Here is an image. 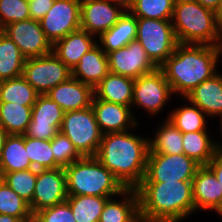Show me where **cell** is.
<instances>
[{
	"label": "cell",
	"mask_w": 222,
	"mask_h": 222,
	"mask_svg": "<svg viewBox=\"0 0 222 222\" xmlns=\"http://www.w3.org/2000/svg\"><path fill=\"white\" fill-rule=\"evenodd\" d=\"M148 154L149 138L127 130L103 134L94 157L125 188H136L145 177Z\"/></svg>",
	"instance_id": "1"
},
{
	"label": "cell",
	"mask_w": 222,
	"mask_h": 222,
	"mask_svg": "<svg viewBox=\"0 0 222 222\" xmlns=\"http://www.w3.org/2000/svg\"><path fill=\"white\" fill-rule=\"evenodd\" d=\"M221 52L217 46L178 44L174 52L158 67L173 94L185 97L200 83L216 73Z\"/></svg>",
	"instance_id": "2"
},
{
	"label": "cell",
	"mask_w": 222,
	"mask_h": 222,
	"mask_svg": "<svg viewBox=\"0 0 222 222\" xmlns=\"http://www.w3.org/2000/svg\"><path fill=\"white\" fill-rule=\"evenodd\" d=\"M135 189L143 220L179 222L195 213L192 181L141 182Z\"/></svg>",
	"instance_id": "3"
},
{
	"label": "cell",
	"mask_w": 222,
	"mask_h": 222,
	"mask_svg": "<svg viewBox=\"0 0 222 222\" xmlns=\"http://www.w3.org/2000/svg\"><path fill=\"white\" fill-rule=\"evenodd\" d=\"M171 23L179 44L216 46L219 26L214 11L196 0H175Z\"/></svg>",
	"instance_id": "4"
},
{
	"label": "cell",
	"mask_w": 222,
	"mask_h": 222,
	"mask_svg": "<svg viewBox=\"0 0 222 222\" xmlns=\"http://www.w3.org/2000/svg\"><path fill=\"white\" fill-rule=\"evenodd\" d=\"M67 195L121 196L126 189L94 156H85L65 168Z\"/></svg>",
	"instance_id": "5"
},
{
	"label": "cell",
	"mask_w": 222,
	"mask_h": 222,
	"mask_svg": "<svg viewBox=\"0 0 222 222\" xmlns=\"http://www.w3.org/2000/svg\"><path fill=\"white\" fill-rule=\"evenodd\" d=\"M60 132L83 157L95 156L103 136L92 107L64 112Z\"/></svg>",
	"instance_id": "6"
},
{
	"label": "cell",
	"mask_w": 222,
	"mask_h": 222,
	"mask_svg": "<svg viewBox=\"0 0 222 222\" xmlns=\"http://www.w3.org/2000/svg\"><path fill=\"white\" fill-rule=\"evenodd\" d=\"M136 39L157 67L179 44L171 20L137 18Z\"/></svg>",
	"instance_id": "7"
},
{
	"label": "cell",
	"mask_w": 222,
	"mask_h": 222,
	"mask_svg": "<svg viewBox=\"0 0 222 222\" xmlns=\"http://www.w3.org/2000/svg\"><path fill=\"white\" fill-rule=\"evenodd\" d=\"M201 165L183 154L149 153L141 182L192 181Z\"/></svg>",
	"instance_id": "8"
},
{
	"label": "cell",
	"mask_w": 222,
	"mask_h": 222,
	"mask_svg": "<svg viewBox=\"0 0 222 222\" xmlns=\"http://www.w3.org/2000/svg\"><path fill=\"white\" fill-rule=\"evenodd\" d=\"M22 76L40 94L44 95L72 76L68 68L54 53L25 60Z\"/></svg>",
	"instance_id": "9"
},
{
	"label": "cell",
	"mask_w": 222,
	"mask_h": 222,
	"mask_svg": "<svg viewBox=\"0 0 222 222\" xmlns=\"http://www.w3.org/2000/svg\"><path fill=\"white\" fill-rule=\"evenodd\" d=\"M173 95L164 73L155 71L140 76L134 81L132 107L143 108L147 113L157 115Z\"/></svg>",
	"instance_id": "10"
},
{
	"label": "cell",
	"mask_w": 222,
	"mask_h": 222,
	"mask_svg": "<svg viewBox=\"0 0 222 222\" xmlns=\"http://www.w3.org/2000/svg\"><path fill=\"white\" fill-rule=\"evenodd\" d=\"M81 0H55L40 20L46 38L53 45L70 32L80 29Z\"/></svg>",
	"instance_id": "11"
},
{
	"label": "cell",
	"mask_w": 222,
	"mask_h": 222,
	"mask_svg": "<svg viewBox=\"0 0 222 222\" xmlns=\"http://www.w3.org/2000/svg\"><path fill=\"white\" fill-rule=\"evenodd\" d=\"M66 172L63 167L37 170V179L32 201L29 203L32 214L63 203L67 200Z\"/></svg>",
	"instance_id": "12"
},
{
	"label": "cell",
	"mask_w": 222,
	"mask_h": 222,
	"mask_svg": "<svg viewBox=\"0 0 222 222\" xmlns=\"http://www.w3.org/2000/svg\"><path fill=\"white\" fill-rule=\"evenodd\" d=\"M2 30L17 45L26 59L40 57L52 52V44L46 38L40 21L30 18L11 23Z\"/></svg>",
	"instance_id": "13"
},
{
	"label": "cell",
	"mask_w": 222,
	"mask_h": 222,
	"mask_svg": "<svg viewBox=\"0 0 222 222\" xmlns=\"http://www.w3.org/2000/svg\"><path fill=\"white\" fill-rule=\"evenodd\" d=\"M126 10L111 0H81L80 28L99 37L113 27Z\"/></svg>",
	"instance_id": "14"
},
{
	"label": "cell",
	"mask_w": 222,
	"mask_h": 222,
	"mask_svg": "<svg viewBox=\"0 0 222 222\" xmlns=\"http://www.w3.org/2000/svg\"><path fill=\"white\" fill-rule=\"evenodd\" d=\"M109 72L137 79L155 71L158 67L147 56L146 51L135 39L125 47L107 54Z\"/></svg>",
	"instance_id": "15"
},
{
	"label": "cell",
	"mask_w": 222,
	"mask_h": 222,
	"mask_svg": "<svg viewBox=\"0 0 222 222\" xmlns=\"http://www.w3.org/2000/svg\"><path fill=\"white\" fill-rule=\"evenodd\" d=\"M64 111L46 94L39 95L32 106V116L25 135L30 138L51 140L60 132Z\"/></svg>",
	"instance_id": "16"
},
{
	"label": "cell",
	"mask_w": 222,
	"mask_h": 222,
	"mask_svg": "<svg viewBox=\"0 0 222 222\" xmlns=\"http://www.w3.org/2000/svg\"><path fill=\"white\" fill-rule=\"evenodd\" d=\"M91 107L94 110L96 121L103 134L127 131L138 125L129 106L93 97Z\"/></svg>",
	"instance_id": "17"
},
{
	"label": "cell",
	"mask_w": 222,
	"mask_h": 222,
	"mask_svg": "<svg viewBox=\"0 0 222 222\" xmlns=\"http://www.w3.org/2000/svg\"><path fill=\"white\" fill-rule=\"evenodd\" d=\"M46 95L57 102L64 112L75 111L91 107L94 88L71 76L48 91Z\"/></svg>",
	"instance_id": "18"
},
{
	"label": "cell",
	"mask_w": 222,
	"mask_h": 222,
	"mask_svg": "<svg viewBox=\"0 0 222 222\" xmlns=\"http://www.w3.org/2000/svg\"><path fill=\"white\" fill-rule=\"evenodd\" d=\"M195 211L214 210L222 216V191L214 173L206 166H200L192 180Z\"/></svg>",
	"instance_id": "19"
},
{
	"label": "cell",
	"mask_w": 222,
	"mask_h": 222,
	"mask_svg": "<svg viewBox=\"0 0 222 222\" xmlns=\"http://www.w3.org/2000/svg\"><path fill=\"white\" fill-rule=\"evenodd\" d=\"M96 36L83 29L70 32L52 45L53 53L71 70L79 63L80 58L95 47Z\"/></svg>",
	"instance_id": "20"
},
{
	"label": "cell",
	"mask_w": 222,
	"mask_h": 222,
	"mask_svg": "<svg viewBox=\"0 0 222 222\" xmlns=\"http://www.w3.org/2000/svg\"><path fill=\"white\" fill-rule=\"evenodd\" d=\"M185 100L198 106L207 117H222V75L216 73L212 78L200 83L189 92Z\"/></svg>",
	"instance_id": "21"
},
{
	"label": "cell",
	"mask_w": 222,
	"mask_h": 222,
	"mask_svg": "<svg viewBox=\"0 0 222 222\" xmlns=\"http://www.w3.org/2000/svg\"><path fill=\"white\" fill-rule=\"evenodd\" d=\"M108 73V57L99 46V43L85 53L72 70L73 77L93 88L96 87Z\"/></svg>",
	"instance_id": "22"
},
{
	"label": "cell",
	"mask_w": 222,
	"mask_h": 222,
	"mask_svg": "<svg viewBox=\"0 0 222 222\" xmlns=\"http://www.w3.org/2000/svg\"><path fill=\"white\" fill-rule=\"evenodd\" d=\"M135 79L109 72L94 87L96 99L132 107Z\"/></svg>",
	"instance_id": "23"
},
{
	"label": "cell",
	"mask_w": 222,
	"mask_h": 222,
	"mask_svg": "<svg viewBox=\"0 0 222 222\" xmlns=\"http://www.w3.org/2000/svg\"><path fill=\"white\" fill-rule=\"evenodd\" d=\"M121 195L124 197L122 200L112 197L106 201L99 222H136L140 218L136 189L126 188Z\"/></svg>",
	"instance_id": "24"
},
{
	"label": "cell",
	"mask_w": 222,
	"mask_h": 222,
	"mask_svg": "<svg viewBox=\"0 0 222 222\" xmlns=\"http://www.w3.org/2000/svg\"><path fill=\"white\" fill-rule=\"evenodd\" d=\"M137 18L128 10L119 18L118 22L99 38V46L108 54L109 52L125 47L136 39Z\"/></svg>",
	"instance_id": "25"
},
{
	"label": "cell",
	"mask_w": 222,
	"mask_h": 222,
	"mask_svg": "<svg viewBox=\"0 0 222 222\" xmlns=\"http://www.w3.org/2000/svg\"><path fill=\"white\" fill-rule=\"evenodd\" d=\"M25 149V134H9L5 140L0 158V171L5 173L33 168Z\"/></svg>",
	"instance_id": "26"
},
{
	"label": "cell",
	"mask_w": 222,
	"mask_h": 222,
	"mask_svg": "<svg viewBox=\"0 0 222 222\" xmlns=\"http://www.w3.org/2000/svg\"><path fill=\"white\" fill-rule=\"evenodd\" d=\"M213 141L208 131L182 133L183 153L201 166L207 165L217 150Z\"/></svg>",
	"instance_id": "27"
},
{
	"label": "cell",
	"mask_w": 222,
	"mask_h": 222,
	"mask_svg": "<svg viewBox=\"0 0 222 222\" xmlns=\"http://www.w3.org/2000/svg\"><path fill=\"white\" fill-rule=\"evenodd\" d=\"M26 58L3 32L0 34V82L22 75Z\"/></svg>",
	"instance_id": "28"
},
{
	"label": "cell",
	"mask_w": 222,
	"mask_h": 222,
	"mask_svg": "<svg viewBox=\"0 0 222 222\" xmlns=\"http://www.w3.org/2000/svg\"><path fill=\"white\" fill-rule=\"evenodd\" d=\"M32 116V107L0 102V126L8 134L24 135Z\"/></svg>",
	"instance_id": "29"
},
{
	"label": "cell",
	"mask_w": 222,
	"mask_h": 222,
	"mask_svg": "<svg viewBox=\"0 0 222 222\" xmlns=\"http://www.w3.org/2000/svg\"><path fill=\"white\" fill-rule=\"evenodd\" d=\"M149 138V153L183 154L182 132L166 119Z\"/></svg>",
	"instance_id": "30"
},
{
	"label": "cell",
	"mask_w": 222,
	"mask_h": 222,
	"mask_svg": "<svg viewBox=\"0 0 222 222\" xmlns=\"http://www.w3.org/2000/svg\"><path fill=\"white\" fill-rule=\"evenodd\" d=\"M40 94L21 75L0 82V102L32 107Z\"/></svg>",
	"instance_id": "31"
},
{
	"label": "cell",
	"mask_w": 222,
	"mask_h": 222,
	"mask_svg": "<svg viewBox=\"0 0 222 222\" xmlns=\"http://www.w3.org/2000/svg\"><path fill=\"white\" fill-rule=\"evenodd\" d=\"M109 198L111 197L68 195L66 201L76 222H99L103 207Z\"/></svg>",
	"instance_id": "32"
},
{
	"label": "cell",
	"mask_w": 222,
	"mask_h": 222,
	"mask_svg": "<svg viewBox=\"0 0 222 222\" xmlns=\"http://www.w3.org/2000/svg\"><path fill=\"white\" fill-rule=\"evenodd\" d=\"M189 104L176 108L167 119L182 133L206 131L207 115L198 106Z\"/></svg>",
	"instance_id": "33"
},
{
	"label": "cell",
	"mask_w": 222,
	"mask_h": 222,
	"mask_svg": "<svg viewBox=\"0 0 222 222\" xmlns=\"http://www.w3.org/2000/svg\"><path fill=\"white\" fill-rule=\"evenodd\" d=\"M175 0H132L127 10L136 18L171 20Z\"/></svg>",
	"instance_id": "34"
},
{
	"label": "cell",
	"mask_w": 222,
	"mask_h": 222,
	"mask_svg": "<svg viewBox=\"0 0 222 222\" xmlns=\"http://www.w3.org/2000/svg\"><path fill=\"white\" fill-rule=\"evenodd\" d=\"M0 214L20 218L29 222L33 218L29 203L13 191L2 179L0 182Z\"/></svg>",
	"instance_id": "35"
},
{
	"label": "cell",
	"mask_w": 222,
	"mask_h": 222,
	"mask_svg": "<svg viewBox=\"0 0 222 222\" xmlns=\"http://www.w3.org/2000/svg\"><path fill=\"white\" fill-rule=\"evenodd\" d=\"M25 149L32 167L37 170L57 169L51 148V140L30 138L25 135Z\"/></svg>",
	"instance_id": "36"
},
{
	"label": "cell",
	"mask_w": 222,
	"mask_h": 222,
	"mask_svg": "<svg viewBox=\"0 0 222 222\" xmlns=\"http://www.w3.org/2000/svg\"><path fill=\"white\" fill-rule=\"evenodd\" d=\"M2 179L25 201L28 203L32 201L37 179V169L31 168L24 171L5 173Z\"/></svg>",
	"instance_id": "37"
},
{
	"label": "cell",
	"mask_w": 222,
	"mask_h": 222,
	"mask_svg": "<svg viewBox=\"0 0 222 222\" xmlns=\"http://www.w3.org/2000/svg\"><path fill=\"white\" fill-rule=\"evenodd\" d=\"M51 148L55 163L59 167L65 168L83 157L68 137L61 132L51 139Z\"/></svg>",
	"instance_id": "38"
},
{
	"label": "cell",
	"mask_w": 222,
	"mask_h": 222,
	"mask_svg": "<svg viewBox=\"0 0 222 222\" xmlns=\"http://www.w3.org/2000/svg\"><path fill=\"white\" fill-rule=\"evenodd\" d=\"M30 19L28 0H0V28Z\"/></svg>",
	"instance_id": "39"
},
{
	"label": "cell",
	"mask_w": 222,
	"mask_h": 222,
	"mask_svg": "<svg viewBox=\"0 0 222 222\" xmlns=\"http://www.w3.org/2000/svg\"><path fill=\"white\" fill-rule=\"evenodd\" d=\"M33 216L39 222H76L67 201L42 209Z\"/></svg>",
	"instance_id": "40"
},
{
	"label": "cell",
	"mask_w": 222,
	"mask_h": 222,
	"mask_svg": "<svg viewBox=\"0 0 222 222\" xmlns=\"http://www.w3.org/2000/svg\"><path fill=\"white\" fill-rule=\"evenodd\" d=\"M55 0H28L30 18L40 21L51 9Z\"/></svg>",
	"instance_id": "41"
},
{
	"label": "cell",
	"mask_w": 222,
	"mask_h": 222,
	"mask_svg": "<svg viewBox=\"0 0 222 222\" xmlns=\"http://www.w3.org/2000/svg\"><path fill=\"white\" fill-rule=\"evenodd\" d=\"M215 175L216 179L219 181L222 191V150H216L213 158L206 165Z\"/></svg>",
	"instance_id": "42"
},
{
	"label": "cell",
	"mask_w": 222,
	"mask_h": 222,
	"mask_svg": "<svg viewBox=\"0 0 222 222\" xmlns=\"http://www.w3.org/2000/svg\"><path fill=\"white\" fill-rule=\"evenodd\" d=\"M196 1H198L203 7L215 11L221 0H196Z\"/></svg>",
	"instance_id": "43"
},
{
	"label": "cell",
	"mask_w": 222,
	"mask_h": 222,
	"mask_svg": "<svg viewBox=\"0 0 222 222\" xmlns=\"http://www.w3.org/2000/svg\"><path fill=\"white\" fill-rule=\"evenodd\" d=\"M217 24L219 28L222 26V0L220 1L217 9L214 11Z\"/></svg>",
	"instance_id": "44"
},
{
	"label": "cell",
	"mask_w": 222,
	"mask_h": 222,
	"mask_svg": "<svg viewBox=\"0 0 222 222\" xmlns=\"http://www.w3.org/2000/svg\"><path fill=\"white\" fill-rule=\"evenodd\" d=\"M0 222H23L20 218H16L6 214H0Z\"/></svg>",
	"instance_id": "45"
},
{
	"label": "cell",
	"mask_w": 222,
	"mask_h": 222,
	"mask_svg": "<svg viewBox=\"0 0 222 222\" xmlns=\"http://www.w3.org/2000/svg\"><path fill=\"white\" fill-rule=\"evenodd\" d=\"M9 134L0 126V158L4 147L5 140Z\"/></svg>",
	"instance_id": "46"
},
{
	"label": "cell",
	"mask_w": 222,
	"mask_h": 222,
	"mask_svg": "<svg viewBox=\"0 0 222 222\" xmlns=\"http://www.w3.org/2000/svg\"><path fill=\"white\" fill-rule=\"evenodd\" d=\"M111 1L116 2V3H120L125 8H128L131 5V3H132V0H111Z\"/></svg>",
	"instance_id": "47"
},
{
	"label": "cell",
	"mask_w": 222,
	"mask_h": 222,
	"mask_svg": "<svg viewBox=\"0 0 222 222\" xmlns=\"http://www.w3.org/2000/svg\"><path fill=\"white\" fill-rule=\"evenodd\" d=\"M216 46L222 54V26L219 28V40Z\"/></svg>",
	"instance_id": "48"
},
{
	"label": "cell",
	"mask_w": 222,
	"mask_h": 222,
	"mask_svg": "<svg viewBox=\"0 0 222 222\" xmlns=\"http://www.w3.org/2000/svg\"><path fill=\"white\" fill-rule=\"evenodd\" d=\"M221 119H220V126H221V133H222V117H220ZM216 147H217V149L218 150H222V145H221V143L219 144L218 142L216 143Z\"/></svg>",
	"instance_id": "49"
},
{
	"label": "cell",
	"mask_w": 222,
	"mask_h": 222,
	"mask_svg": "<svg viewBox=\"0 0 222 222\" xmlns=\"http://www.w3.org/2000/svg\"><path fill=\"white\" fill-rule=\"evenodd\" d=\"M136 222H157V221H148V220H143V219L139 218Z\"/></svg>",
	"instance_id": "50"
},
{
	"label": "cell",
	"mask_w": 222,
	"mask_h": 222,
	"mask_svg": "<svg viewBox=\"0 0 222 222\" xmlns=\"http://www.w3.org/2000/svg\"><path fill=\"white\" fill-rule=\"evenodd\" d=\"M29 222H39L34 216Z\"/></svg>",
	"instance_id": "51"
},
{
	"label": "cell",
	"mask_w": 222,
	"mask_h": 222,
	"mask_svg": "<svg viewBox=\"0 0 222 222\" xmlns=\"http://www.w3.org/2000/svg\"><path fill=\"white\" fill-rule=\"evenodd\" d=\"M2 177H3V176H2L1 171H0V182L2 181Z\"/></svg>",
	"instance_id": "52"
}]
</instances>
